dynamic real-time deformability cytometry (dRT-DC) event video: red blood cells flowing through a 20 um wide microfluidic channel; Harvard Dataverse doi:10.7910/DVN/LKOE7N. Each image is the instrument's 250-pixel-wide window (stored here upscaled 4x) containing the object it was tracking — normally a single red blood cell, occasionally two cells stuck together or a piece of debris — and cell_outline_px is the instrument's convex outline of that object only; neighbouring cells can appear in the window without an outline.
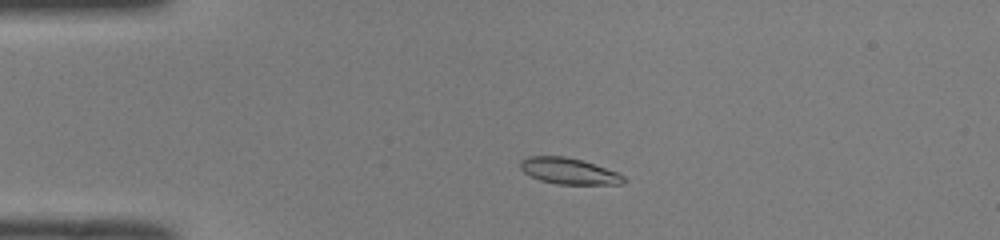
{"species": "common noctule bat (a hibernating species)", "species_latin": "Nyctalus noctula", "temperature_condition": "room temperature", "stored_images_in_passage": 46, "camera_frame_rate_fps": 3000, "um_per_image_px": 0.085, "animal": {"sex": "male", "body_mass_g": 19.0, "forearm_length_mm": 50.8}, "frame": {"image": 1, "passage_image": 7, "time_ms": 2.0, "image_size_px": [1000, 240], "cell_outline_px": [[628, 180], [624, 184], [556, 184], [540, 180], [524, 172], [520, 168], [520, 160], [528, 156], [564, 156], [580, 160], [616, 172], [624, 176]], "centroid_in_image_um": [48.34, 14.55], "position_along_channel_um": 36.7, "area_um2": 15.61}}
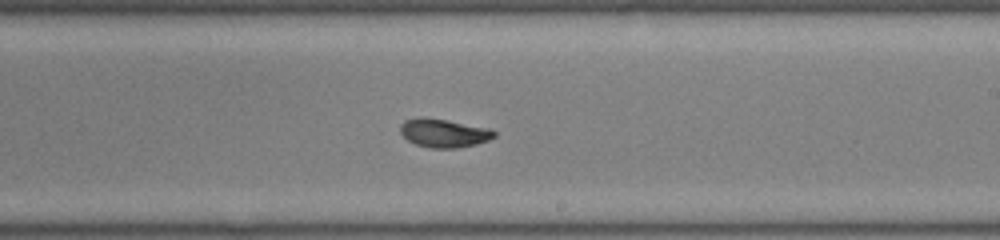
{"frame": {"image": 2, "passage_image": 26, "time_ms": 8.333, "image_size_px": [1000, 240], "cell_outline_px": [[496, 136], [488, 140], [476, 144], [456, 148], [432, 148], [416, 144], [408, 140], [400, 132], [400, 124], [404, 120], [448, 120], [492, 128], [496, 132]], "centroid_in_image_um": [37.81, 11.34], "position_along_channel_um": 251.2, "area_um2": 15.14}}
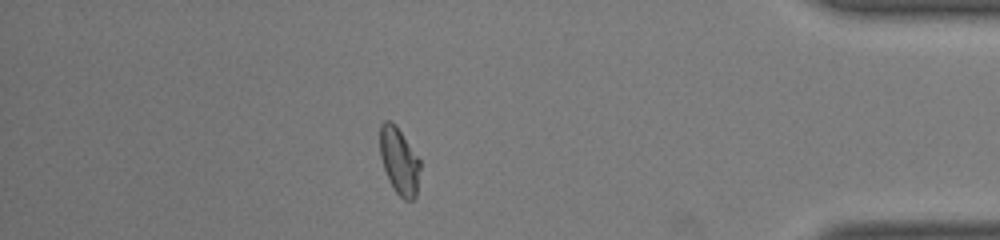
{"frame": {"image": 3, "passage_image": 40, "time_ms": 13.0, "image_size_px": [1000, 240], "cell_outline_px": [[420, 168], [416, 196], [412, 200], [404, 200], [396, 192], [388, 180], [380, 156], [380, 124], [384, 120], [388, 120], [396, 124], [420, 160]], "centroid_in_image_um": [33.92, 13.67], "position_along_channel_um": 401.3, "area_um2": 15.66}, "authors_computed_cell_mechanics": {"area_um2": 15.5771, "velocity_mm_per_s": 4.0183, "shape_relaxation_time_tau1_ms": 8.2225, "shape_relaxation_time_tau2_ms": 1.9771, "deformation_change_tau1": 0.2297, "deformation_change_tau2": 0.057}}